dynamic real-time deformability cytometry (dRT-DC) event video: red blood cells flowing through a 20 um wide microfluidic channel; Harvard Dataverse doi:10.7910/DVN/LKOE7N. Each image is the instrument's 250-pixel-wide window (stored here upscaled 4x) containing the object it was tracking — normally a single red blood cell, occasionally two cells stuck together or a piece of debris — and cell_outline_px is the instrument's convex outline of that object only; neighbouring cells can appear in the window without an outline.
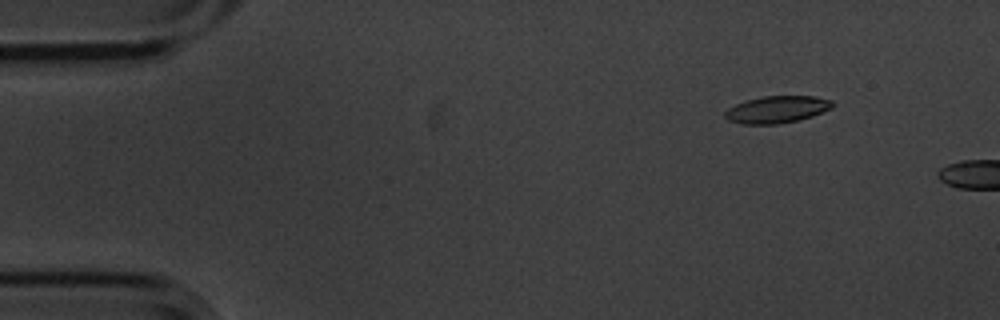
{"species": "common noctule bat (a hibernating species)", "species_latin": "Nyctalus noctula", "temperature_condition": "cold", "stored_images_in_passage": 3, "camera_frame_rate_fps": 3000, "um_per_image_px": 0.085, "animal": {"sex": "male", "body_mass_g": 20.1, "forearm_length_mm": 53.5}, "frame": {"image": 1, "passage_image": 2, "time_ms": 0.333, "image_size_px": [1000, 320], "cell_outline_px": [[836, 104], [832, 108], [812, 116], [800, 120], [776, 124], [744, 124], [728, 120], [724, 116], [724, 112], [728, 108], [744, 100], [764, 96], [816, 96], [832, 100]], "centroid_in_image_um": [66.06, 9.3], "position_along_channel_um": 18.9, "area_um2": 17.11}}